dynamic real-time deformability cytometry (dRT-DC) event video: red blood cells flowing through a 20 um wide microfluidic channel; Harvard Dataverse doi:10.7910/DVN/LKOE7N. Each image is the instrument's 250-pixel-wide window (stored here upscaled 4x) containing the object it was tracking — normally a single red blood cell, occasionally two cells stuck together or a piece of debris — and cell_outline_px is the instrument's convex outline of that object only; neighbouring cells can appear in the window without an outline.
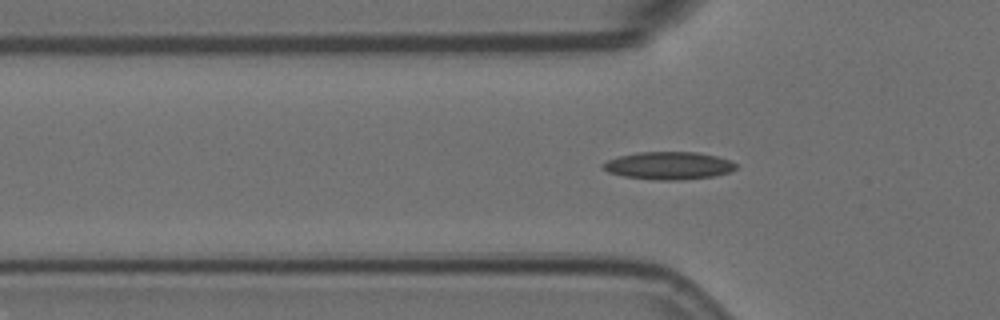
{"species": "Egyptian fruit bat (a non-hibernating species)", "species_latin": "Rousettus aegyptiacus", "temperature_condition": "room temperature", "stored_images_in_passage": 46, "camera_frame_rate_fps": 3000, "um_per_image_px": 0.085, "animal": {"sex": "female"}, "frame": {"image": 1, "passage_image": 6, "time_ms": 1.667, "image_size_px": [1000, 320], "cell_outline_px": [[736, 168], [728, 172], [712, 176], [680, 180], [656, 180], [624, 176], [608, 172], [600, 168], [600, 164], [616, 156], [636, 152], [696, 152], [716, 156], [728, 160], [736, 164]], "centroid_in_image_um": [56.75, 14.07], "position_along_channel_um": 69.1, "area_um2": 21.44}}
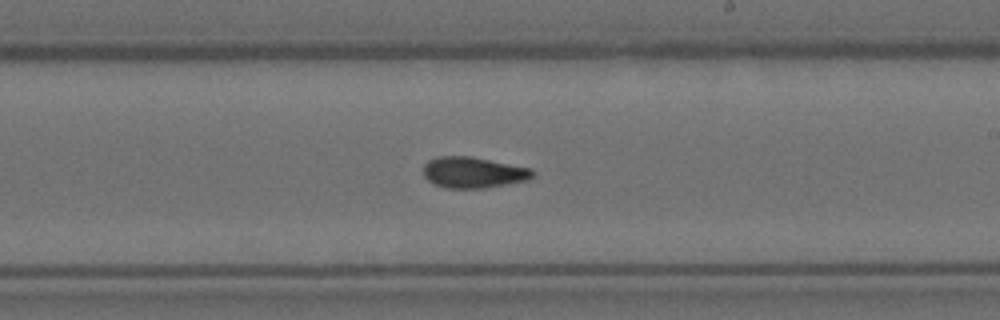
{"frame": {"image": 2, "passage_image": 21, "time_ms": 6.667, "image_size_px": [1000, 320], "cell_outline_px": [[536, 172], [528, 180], [484, 188], [448, 188], [436, 184], [428, 180], [424, 176], [424, 164], [428, 160], [436, 156], [472, 156], [532, 168]], "centroid_in_image_um": [40.25, 14.64], "position_along_channel_um": 248.8, "area_um2": 19.83}}
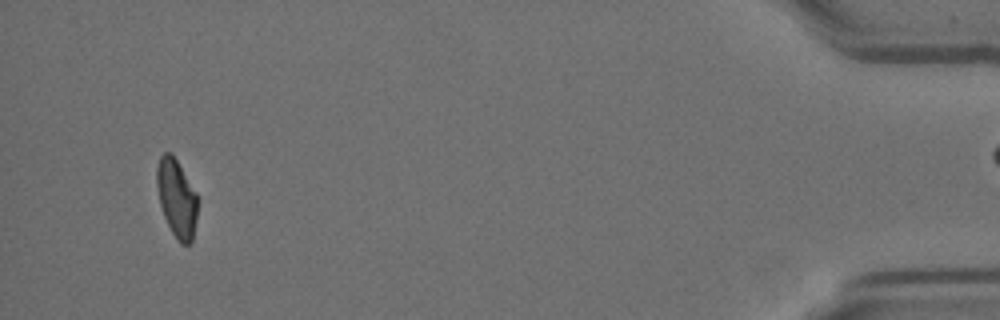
{"frame": {"image": 3, "passage_image": 42, "time_ms": 13.667, "image_size_px": [1000, 320], "cell_outline_px": [[196, 220], [192, 240], [188, 244], [180, 244], [176, 240], [164, 216], [160, 204], [156, 184], [156, 168], [160, 156], [164, 152], [172, 152], [196, 192]], "centroid_in_image_um": [14.99, 16.82], "position_along_channel_um": 420.2, "area_um2": 18.44}}